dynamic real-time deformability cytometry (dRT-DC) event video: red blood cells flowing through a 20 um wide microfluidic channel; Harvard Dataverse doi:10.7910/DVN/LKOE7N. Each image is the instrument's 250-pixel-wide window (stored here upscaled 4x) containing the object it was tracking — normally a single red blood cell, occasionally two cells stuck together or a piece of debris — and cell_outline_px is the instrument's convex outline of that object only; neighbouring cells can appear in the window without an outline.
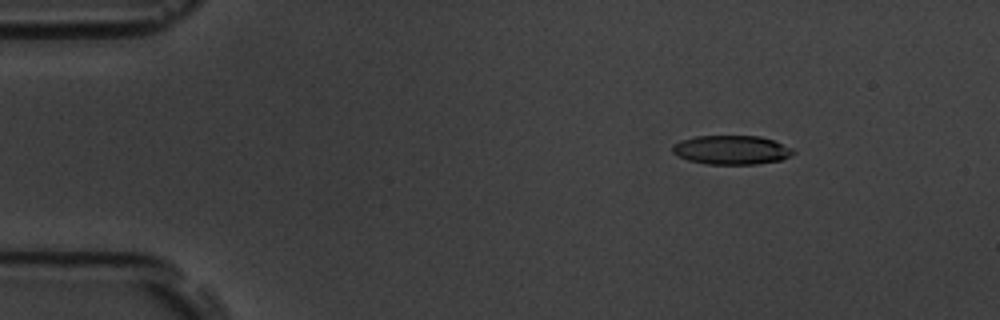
{"species": "common noctule bat (a hibernating species)", "species_latin": "Nyctalus noctula", "temperature_condition": "room temperature", "stored_images_in_passage": 48, "camera_frame_rate_fps": 3000, "um_per_image_px": 0.085, "animal": {"sex": "male", "body_mass_g": 19.5, "forearm_length_mm": 54.6}, "frame": {"image": 1, "passage_image": 2, "time_ms": 0.333, "image_size_px": [1000, 320], "cell_outline_px": [[796, 152], [780, 160], [756, 164], [708, 164], [688, 160], [672, 152], [672, 144], [680, 140], [696, 136], [760, 136], [772, 140], [792, 148]], "centroid_in_image_um": [62.15, 12.74], "position_along_channel_um": 22.9, "area_um2": 20.29}}
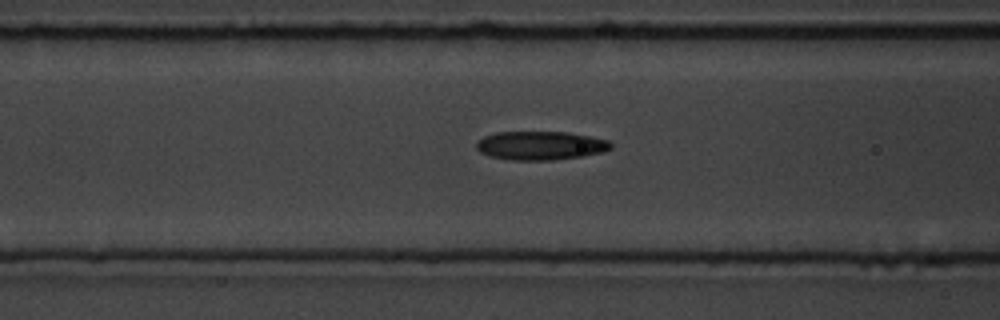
{"frame": {"image": 2, "passage_image": 16, "time_ms": 5.0, "image_size_px": [1000, 320], "cell_outline_px": [[612, 148], [604, 152], [584, 156], [552, 160], [512, 160], [492, 156], [480, 152], [476, 148], [476, 144], [484, 136], [496, 132], [564, 132], [588, 136], [608, 140], [612, 144]], "centroid_in_image_um": [45.97, 12.37], "position_along_channel_um": 120.6, "area_um2": 22.37}}
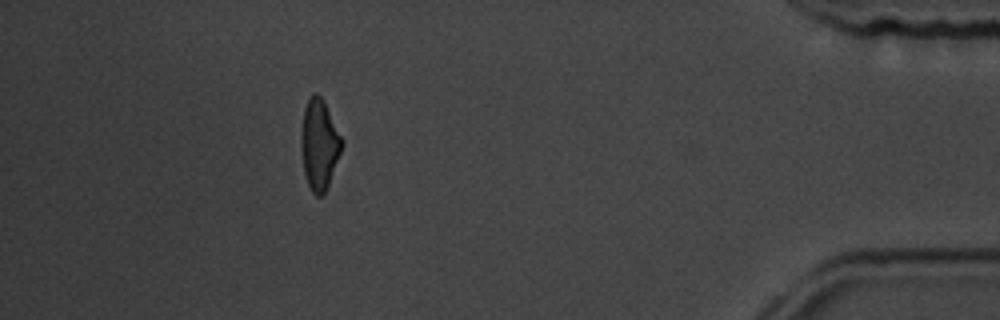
{"frame": {"image": 3, "passage_image": 43, "time_ms": 14.0, "image_size_px": [1000, 320], "cell_outline_px": [[344, 144], [328, 184], [324, 192], [320, 196], [316, 196], [312, 192], [308, 184], [304, 172], [300, 144], [300, 132], [304, 108], [312, 92], [316, 92], [324, 100], [344, 140]], "centroid_in_image_um": [27.14, 12.23], "position_along_channel_um": 408.1, "area_um2": 21.62}, "authors_computed_cell_mechanics": {"area_um2": 21.8484, "velocity_mm_per_s": 3.7837, "shape_relaxation_time_tau1_ms": 6.0483, "shape_relaxation_time_tau2_ms": 3.1242, "deformation_change_tau1": 0.1608, "deformation_change_tau2": 0.1185}}